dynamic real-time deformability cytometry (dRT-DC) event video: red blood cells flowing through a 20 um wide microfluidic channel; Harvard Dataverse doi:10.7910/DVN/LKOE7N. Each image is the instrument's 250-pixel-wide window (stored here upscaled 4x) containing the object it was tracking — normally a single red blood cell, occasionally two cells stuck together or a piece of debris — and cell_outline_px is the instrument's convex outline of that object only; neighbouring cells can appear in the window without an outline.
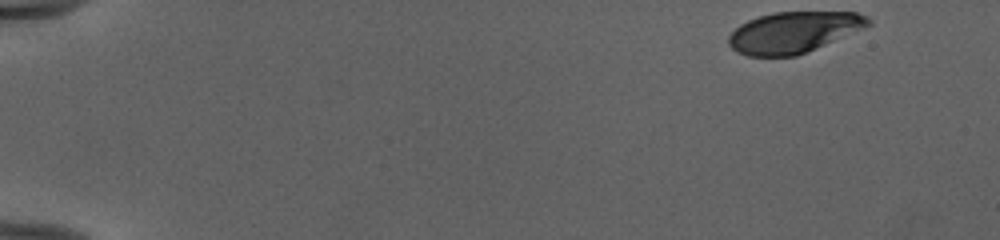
{"species": "human", "species_latin": "Homo sapiens", "temperature_condition": "cold", "stored_images_in_passage": 49, "camera_frame_rate_fps": 3000, "um_per_image_px": 0.085, "donor": {"sex": "female"}, "frame": {"image": 1, "passage_image": 1, "time_ms": 0.0, "image_size_px": [1000, 240], "cell_outline_px": [[872, 24], [864, 28], [796, 56], [748, 56], [736, 52], [728, 44], [728, 36], [740, 24], [748, 20], [772, 12], [856, 12], [868, 16], [872, 20]], "centroid_in_image_um": [67.45, 2.73], "position_along_channel_um": 17.6, "area_um2": 33.35}}
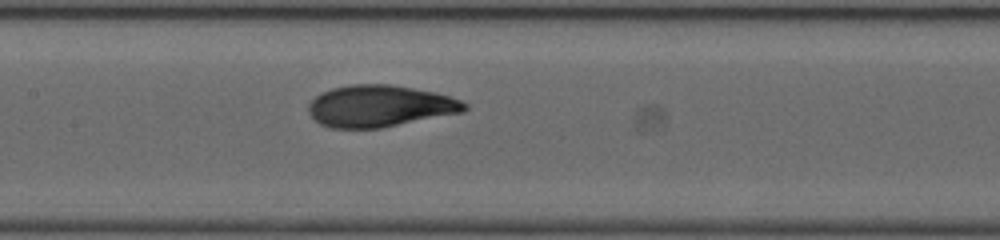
{"frame": {"image": 2, "passage_image": 24, "time_ms": 7.667, "image_size_px": [1000, 240], "cell_outline_px": [[468, 108], [464, 112], [380, 128], [332, 128], [320, 124], [308, 112], [308, 104], [320, 92], [332, 88], [352, 84], [388, 84], [436, 92], [460, 100], [468, 104]], "centroid_in_image_um": [32.28, 9.01], "position_along_channel_um": 175.1, "area_um2": 37.92}}
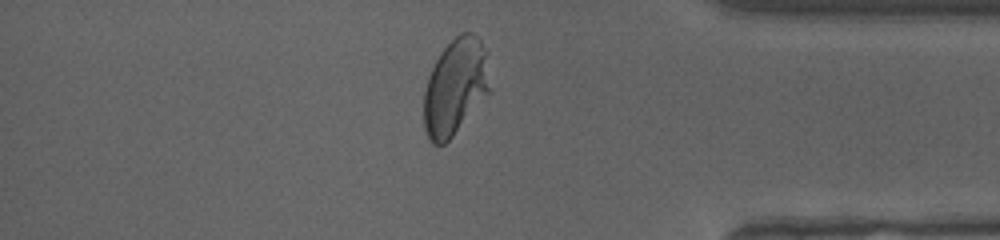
{"frame": {"image": 3, "passage_image": 42, "time_ms": 13.667, "image_size_px": [1000, 240], "cell_outline_px": [[488, 92], [452, 136], [444, 144], [432, 144], [424, 128], [424, 92], [428, 76], [440, 52], [460, 32], [472, 32], [480, 40], [488, 52]], "centroid_in_image_um": [38.68, 7.34], "position_along_channel_um": 396.5, "area_um2": 36.53}, "authors_computed_cell_mechanics": {"area_um2": 36.992, "velocity_mm_per_s": 3.9749, "shape_relaxation_time_tau1_ms": 6.4105, "shape_relaxation_time_tau2_ms": null, "deformation_change_tau1": 0.2584, "deformation_change_tau2": null}}